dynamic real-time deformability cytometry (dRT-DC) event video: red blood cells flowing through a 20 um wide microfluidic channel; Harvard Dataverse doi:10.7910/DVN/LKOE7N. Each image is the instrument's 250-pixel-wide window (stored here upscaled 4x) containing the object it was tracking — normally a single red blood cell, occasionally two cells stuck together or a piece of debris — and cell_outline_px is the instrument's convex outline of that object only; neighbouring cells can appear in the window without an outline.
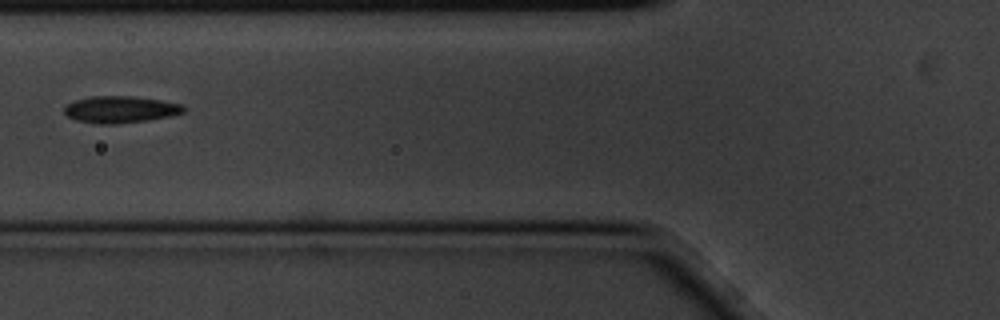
{"species": "common noctule bat (a hibernating species)", "species_latin": "Nyctalus noctula", "temperature_condition": "cold", "stored_images_in_passage": 3, "camera_frame_rate_fps": 3000, "um_per_image_px": 0.085, "animal": {"sex": "male", "body_mass_g": 20.1, "forearm_length_mm": 53.5}, "frame": {"image": 1, "passage_image": 3, "time_ms": 0.667, "image_size_px": [1000, 320], "cell_outline_px": [[184, 112], [172, 116], [148, 120], [116, 124], [100, 124], [76, 120], [68, 116], [64, 112], [64, 104], [72, 100], [92, 96], [132, 96], [160, 100], [184, 104]], "centroid_in_image_um": [10.21, 9.3], "position_along_channel_um": 115.6, "area_um2": 18.84}}